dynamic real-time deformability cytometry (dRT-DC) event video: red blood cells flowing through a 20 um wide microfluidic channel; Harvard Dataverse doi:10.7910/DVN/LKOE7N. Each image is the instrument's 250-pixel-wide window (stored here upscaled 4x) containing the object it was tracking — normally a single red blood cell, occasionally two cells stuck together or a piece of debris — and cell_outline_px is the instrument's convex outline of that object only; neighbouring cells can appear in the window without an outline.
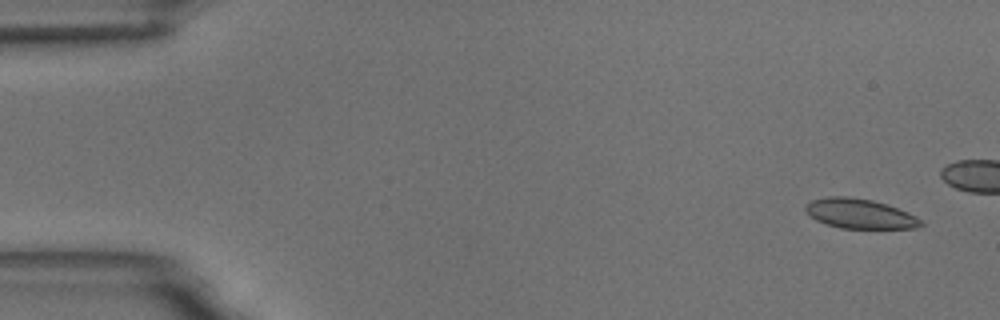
{"species": "common noctule bat (a hibernating species)", "species_latin": "Nyctalus noctula", "temperature_condition": "room temperature", "stored_images_in_passage": 17, "camera_frame_rate_fps": 3000, "um_per_image_px": 0.085, "animal": {"sex": "male", "body_mass_g": 18.8}, "frame": {"image": 1, "passage_image": 3, "time_ms": 0.667, "image_size_px": [1000, 320], "cell_outline_px": [[924, 224], [916, 228], [840, 228], [816, 220], [804, 208], [804, 204], [812, 200], [828, 196], [848, 196], [872, 200], [908, 212], [924, 220]], "centroid_in_image_um": [73.1, 18.16], "position_along_channel_um": 11.9, "area_um2": 19.88}}